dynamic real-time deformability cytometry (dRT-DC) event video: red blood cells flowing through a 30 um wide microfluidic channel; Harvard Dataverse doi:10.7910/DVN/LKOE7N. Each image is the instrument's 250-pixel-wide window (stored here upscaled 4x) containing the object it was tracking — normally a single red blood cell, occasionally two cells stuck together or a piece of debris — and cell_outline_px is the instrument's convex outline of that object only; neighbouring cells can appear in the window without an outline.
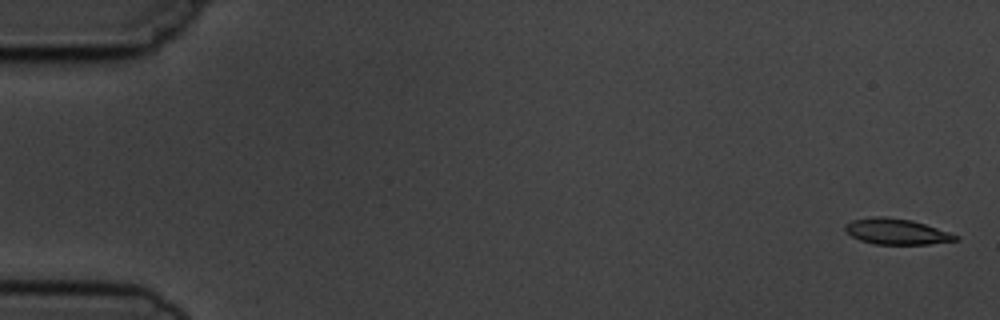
{"species": "common noctule bat (a hibernating species)", "species_latin": "Nyctalus noctula", "temperature_condition": "cold", "stored_images_in_passage": 2, "camera_frame_rate_fps": 3000, "um_per_image_px": 0.085, "animal": {"sex": "male", "body_mass_g": 19.5, "forearm_length_mm": 54.6}, "frame": {"image": 1, "passage_image": 1, "time_ms": 0.0, "image_size_px": [1000, 320], "cell_outline_px": [[960, 240], [928, 244], [876, 244], [860, 240], [852, 236], [844, 228], [844, 224], [852, 220], [872, 216], [884, 216], [912, 220], [960, 236]], "centroid_in_image_um": [76.2, 19.67], "position_along_channel_um": 8.8, "area_um2": 16.53}}